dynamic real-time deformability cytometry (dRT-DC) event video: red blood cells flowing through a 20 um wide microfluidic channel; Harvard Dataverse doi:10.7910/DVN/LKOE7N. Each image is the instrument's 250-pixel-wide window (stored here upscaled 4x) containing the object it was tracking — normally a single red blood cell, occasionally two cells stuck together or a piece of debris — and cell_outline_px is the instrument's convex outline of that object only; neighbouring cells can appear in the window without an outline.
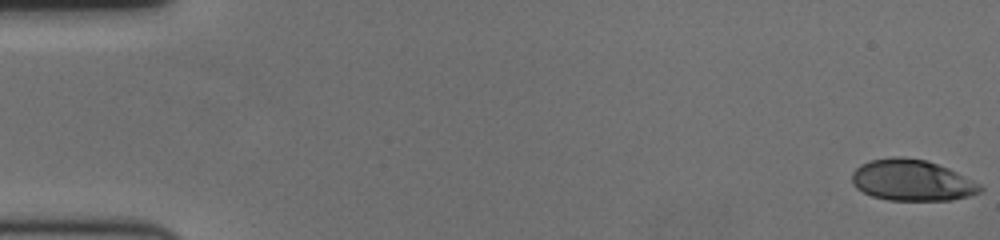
{"species": "human", "species_latin": "Homo sapiens", "temperature_condition": "cold", "stored_images_in_passage": 59, "camera_frame_rate_fps": 3000, "um_per_image_px": 0.085, "donor": {"sex": "female"}, "frame": {"image": 1, "passage_image": 1, "time_ms": 0.0, "image_size_px": [1000, 240], "cell_outline_px": [[984, 188], [980, 192], [968, 196], [952, 200], [888, 200], [872, 196], [856, 188], [852, 184], [852, 172], [860, 164], [872, 160], [892, 156], [896, 156], [924, 160], [948, 168], [980, 184]], "centroid_in_image_um": [77.49, 15.33], "position_along_channel_um": 7.5, "area_um2": 30.58}}
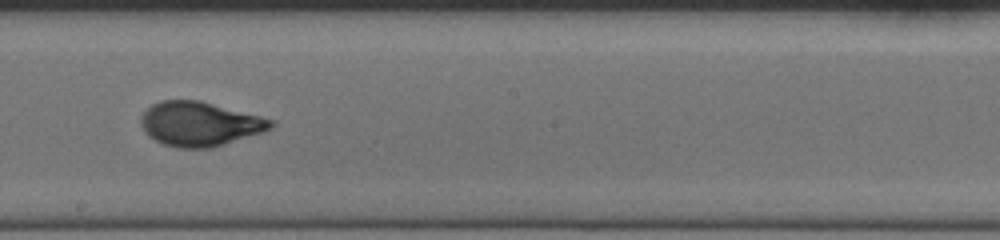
{"frame": {"image": 2, "passage_image": 34, "time_ms": 11.0, "image_size_px": [1000, 240], "cell_outline_px": [[276, 124], [272, 128], [212, 148], [176, 148], [164, 144], [148, 136], [144, 132], [140, 120], [144, 112], [152, 104], [160, 100], [200, 100], [276, 120]], "centroid_in_image_um": [16.97, 10.52], "position_along_channel_um": 231.2, "area_um2": 33.52}}
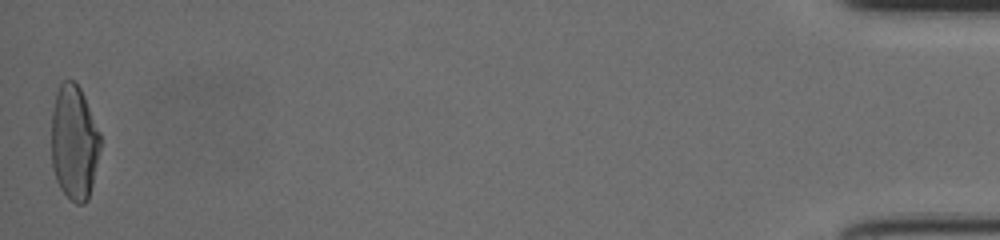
{"frame": {"image": 3, "passage_image": 59, "time_ms": 19.333, "image_size_px": [1000, 240], "cell_outline_px": [[100, 148], [92, 184], [88, 200], [84, 204], [76, 204], [60, 188], [56, 180], [52, 168], [52, 112], [56, 92], [60, 84], [64, 80], [72, 80], [80, 88], [84, 96], [100, 132]], "centroid_in_image_um": [6.3, 12.11], "position_along_channel_um": 428.9, "area_um2": 32.6}, "authors_computed_cell_mechanics": {"area_um2": 32.1946, "velocity_mm_per_s": 3.5359, "shape_relaxation_time_tau1_ms": 4.3752, "shape_relaxation_time_tau2_ms": null, "deformation_change_tau1": 0.2234, "deformation_change_tau2": null}}